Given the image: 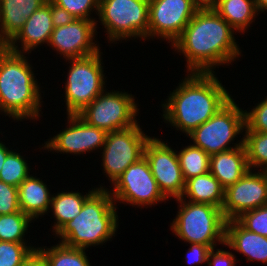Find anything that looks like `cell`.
<instances>
[{
    "label": "cell",
    "instance_id": "6da1fadb",
    "mask_svg": "<svg viewBox=\"0 0 267 266\" xmlns=\"http://www.w3.org/2000/svg\"><path fill=\"white\" fill-rule=\"evenodd\" d=\"M234 32L215 10H197L172 46L185 56L187 73H212L241 56Z\"/></svg>",
    "mask_w": 267,
    "mask_h": 266
},
{
    "label": "cell",
    "instance_id": "7a4b0ae2",
    "mask_svg": "<svg viewBox=\"0 0 267 266\" xmlns=\"http://www.w3.org/2000/svg\"><path fill=\"white\" fill-rule=\"evenodd\" d=\"M214 72H190L162 104L164 121L186 134L209 120L232 97Z\"/></svg>",
    "mask_w": 267,
    "mask_h": 266
},
{
    "label": "cell",
    "instance_id": "3957f363",
    "mask_svg": "<svg viewBox=\"0 0 267 266\" xmlns=\"http://www.w3.org/2000/svg\"><path fill=\"white\" fill-rule=\"evenodd\" d=\"M31 64L23 53L0 46V111L12 119H38L41 93Z\"/></svg>",
    "mask_w": 267,
    "mask_h": 266
},
{
    "label": "cell",
    "instance_id": "277c9868",
    "mask_svg": "<svg viewBox=\"0 0 267 266\" xmlns=\"http://www.w3.org/2000/svg\"><path fill=\"white\" fill-rule=\"evenodd\" d=\"M109 189L103 186L84 202L81 212L55 234L60 243L71 248L97 246L115 237L119 221Z\"/></svg>",
    "mask_w": 267,
    "mask_h": 266
},
{
    "label": "cell",
    "instance_id": "5b68a950",
    "mask_svg": "<svg viewBox=\"0 0 267 266\" xmlns=\"http://www.w3.org/2000/svg\"><path fill=\"white\" fill-rule=\"evenodd\" d=\"M176 201L180 207L171 224L170 230L174 235L188 244L200 243L212 248H215L217 242L225 244L227 220L221 208L181 198H177Z\"/></svg>",
    "mask_w": 267,
    "mask_h": 266
},
{
    "label": "cell",
    "instance_id": "8992f818",
    "mask_svg": "<svg viewBox=\"0 0 267 266\" xmlns=\"http://www.w3.org/2000/svg\"><path fill=\"white\" fill-rule=\"evenodd\" d=\"M245 110L235 103L233 97L209 120L188 134L193 145L212 155L244 145V138L229 146L235 137L245 130ZM243 130V131H242Z\"/></svg>",
    "mask_w": 267,
    "mask_h": 266
},
{
    "label": "cell",
    "instance_id": "52a82bcc",
    "mask_svg": "<svg viewBox=\"0 0 267 266\" xmlns=\"http://www.w3.org/2000/svg\"><path fill=\"white\" fill-rule=\"evenodd\" d=\"M97 15L111 43L148 39L149 0H100Z\"/></svg>",
    "mask_w": 267,
    "mask_h": 266
},
{
    "label": "cell",
    "instance_id": "ba28073f",
    "mask_svg": "<svg viewBox=\"0 0 267 266\" xmlns=\"http://www.w3.org/2000/svg\"><path fill=\"white\" fill-rule=\"evenodd\" d=\"M101 52L70 59L69 72L65 81L67 115H77L105 90V75Z\"/></svg>",
    "mask_w": 267,
    "mask_h": 266
},
{
    "label": "cell",
    "instance_id": "9c48e42d",
    "mask_svg": "<svg viewBox=\"0 0 267 266\" xmlns=\"http://www.w3.org/2000/svg\"><path fill=\"white\" fill-rule=\"evenodd\" d=\"M127 92L104 90L77 115L87 124L113 132L130 128L137 123L138 104Z\"/></svg>",
    "mask_w": 267,
    "mask_h": 266
},
{
    "label": "cell",
    "instance_id": "30bf717a",
    "mask_svg": "<svg viewBox=\"0 0 267 266\" xmlns=\"http://www.w3.org/2000/svg\"><path fill=\"white\" fill-rule=\"evenodd\" d=\"M150 138L138 122L130 128L107 132L101 166L110 183L113 184L131 164L144 157L145 145Z\"/></svg>",
    "mask_w": 267,
    "mask_h": 266
},
{
    "label": "cell",
    "instance_id": "8fae6325",
    "mask_svg": "<svg viewBox=\"0 0 267 266\" xmlns=\"http://www.w3.org/2000/svg\"><path fill=\"white\" fill-rule=\"evenodd\" d=\"M109 191L116 202L142 207L156 205L168 200L159 190L145 157L131 164L113 183Z\"/></svg>",
    "mask_w": 267,
    "mask_h": 266
},
{
    "label": "cell",
    "instance_id": "7c38bea8",
    "mask_svg": "<svg viewBox=\"0 0 267 266\" xmlns=\"http://www.w3.org/2000/svg\"><path fill=\"white\" fill-rule=\"evenodd\" d=\"M144 157L162 194L167 199L181 198L185 189V180L176 150H173L165 141L151 137L145 145Z\"/></svg>",
    "mask_w": 267,
    "mask_h": 266
},
{
    "label": "cell",
    "instance_id": "4fadbf2b",
    "mask_svg": "<svg viewBox=\"0 0 267 266\" xmlns=\"http://www.w3.org/2000/svg\"><path fill=\"white\" fill-rule=\"evenodd\" d=\"M196 11L191 0H149L148 39L164 38L172 44Z\"/></svg>",
    "mask_w": 267,
    "mask_h": 266
},
{
    "label": "cell",
    "instance_id": "5bb4252c",
    "mask_svg": "<svg viewBox=\"0 0 267 266\" xmlns=\"http://www.w3.org/2000/svg\"><path fill=\"white\" fill-rule=\"evenodd\" d=\"M267 205V171L249 169L224 192L222 213L226 220L238 218L243 212Z\"/></svg>",
    "mask_w": 267,
    "mask_h": 266
},
{
    "label": "cell",
    "instance_id": "9a60e30c",
    "mask_svg": "<svg viewBox=\"0 0 267 266\" xmlns=\"http://www.w3.org/2000/svg\"><path fill=\"white\" fill-rule=\"evenodd\" d=\"M97 22L75 19L68 25L54 28L48 46L59 52L66 61L93 55L100 50L96 41L93 42Z\"/></svg>",
    "mask_w": 267,
    "mask_h": 266
},
{
    "label": "cell",
    "instance_id": "2e32d148",
    "mask_svg": "<svg viewBox=\"0 0 267 266\" xmlns=\"http://www.w3.org/2000/svg\"><path fill=\"white\" fill-rule=\"evenodd\" d=\"M68 127L45 142L44 149L57 153L84 154L100 149L105 143L107 132L87 124L78 115H67ZM100 147V148H99Z\"/></svg>",
    "mask_w": 267,
    "mask_h": 266
},
{
    "label": "cell",
    "instance_id": "e0dca14e",
    "mask_svg": "<svg viewBox=\"0 0 267 266\" xmlns=\"http://www.w3.org/2000/svg\"><path fill=\"white\" fill-rule=\"evenodd\" d=\"M54 26L51 20L50 0L37 9L28 19L17 35L6 45V47L17 53L26 54L39 45L49 44ZM17 42H21L18 46ZM17 44V45H16ZM19 47V48H18ZM21 48V49H20Z\"/></svg>",
    "mask_w": 267,
    "mask_h": 266
},
{
    "label": "cell",
    "instance_id": "ac0fdd59",
    "mask_svg": "<svg viewBox=\"0 0 267 266\" xmlns=\"http://www.w3.org/2000/svg\"><path fill=\"white\" fill-rule=\"evenodd\" d=\"M224 245L246 256L247 261L267 263V237L248 231L236 219L226 221Z\"/></svg>",
    "mask_w": 267,
    "mask_h": 266
},
{
    "label": "cell",
    "instance_id": "d6986e66",
    "mask_svg": "<svg viewBox=\"0 0 267 266\" xmlns=\"http://www.w3.org/2000/svg\"><path fill=\"white\" fill-rule=\"evenodd\" d=\"M47 0H0V46H6Z\"/></svg>",
    "mask_w": 267,
    "mask_h": 266
},
{
    "label": "cell",
    "instance_id": "ffe728a7",
    "mask_svg": "<svg viewBox=\"0 0 267 266\" xmlns=\"http://www.w3.org/2000/svg\"><path fill=\"white\" fill-rule=\"evenodd\" d=\"M248 170L247 153L244 145L210 155L209 172L224 189L235 184Z\"/></svg>",
    "mask_w": 267,
    "mask_h": 266
},
{
    "label": "cell",
    "instance_id": "44dd1931",
    "mask_svg": "<svg viewBox=\"0 0 267 266\" xmlns=\"http://www.w3.org/2000/svg\"><path fill=\"white\" fill-rule=\"evenodd\" d=\"M17 189L20 210L32 220L49 212L52 195L40 178L29 175Z\"/></svg>",
    "mask_w": 267,
    "mask_h": 266
},
{
    "label": "cell",
    "instance_id": "7402d4cb",
    "mask_svg": "<svg viewBox=\"0 0 267 266\" xmlns=\"http://www.w3.org/2000/svg\"><path fill=\"white\" fill-rule=\"evenodd\" d=\"M225 189L210 173L195 176L185 181L181 199L195 203H206L222 208ZM185 197V198H184Z\"/></svg>",
    "mask_w": 267,
    "mask_h": 266
},
{
    "label": "cell",
    "instance_id": "603a6c76",
    "mask_svg": "<svg viewBox=\"0 0 267 266\" xmlns=\"http://www.w3.org/2000/svg\"><path fill=\"white\" fill-rule=\"evenodd\" d=\"M93 188L87 194L82 195L80 192H58L57 195H52L50 209L55 217L53 232L55 234L68 221L74 219L80 212L84 202L97 190Z\"/></svg>",
    "mask_w": 267,
    "mask_h": 266
},
{
    "label": "cell",
    "instance_id": "cb8c5ba5",
    "mask_svg": "<svg viewBox=\"0 0 267 266\" xmlns=\"http://www.w3.org/2000/svg\"><path fill=\"white\" fill-rule=\"evenodd\" d=\"M215 11L239 33L245 32L259 14L254 0H219Z\"/></svg>",
    "mask_w": 267,
    "mask_h": 266
},
{
    "label": "cell",
    "instance_id": "d4e9b609",
    "mask_svg": "<svg viewBox=\"0 0 267 266\" xmlns=\"http://www.w3.org/2000/svg\"><path fill=\"white\" fill-rule=\"evenodd\" d=\"M49 266H91L85 249L71 248L60 243L51 248L37 247Z\"/></svg>",
    "mask_w": 267,
    "mask_h": 266
},
{
    "label": "cell",
    "instance_id": "484cf974",
    "mask_svg": "<svg viewBox=\"0 0 267 266\" xmlns=\"http://www.w3.org/2000/svg\"><path fill=\"white\" fill-rule=\"evenodd\" d=\"M176 153L185 181L209 172L210 155L201 148L192 144Z\"/></svg>",
    "mask_w": 267,
    "mask_h": 266
},
{
    "label": "cell",
    "instance_id": "4316f807",
    "mask_svg": "<svg viewBox=\"0 0 267 266\" xmlns=\"http://www.w3.org/2000/svg\"><path fill=\"white\" fill-rule=\"evenodd\" d=\"M244 133L249 169L260 168V171H267V133L250 131L246 126Z\"/></svg>",
    "mask_w": 267,
    "mask_h": 266
},
{
    "label": "cell",
    "instance_id": "83f0119b",
    "mask_svg": "<svg viewBox=\"0 0 267 266\" xmlns=\"http://www.w3.org/2000/svg\"><path fill=\"white\" fill-rule=\"evenodd\" d=\"M31 221L22 211L0 215V241L27 243L24 237Z\"/></svg>",
    "mask_w": 267,
    "mask_h": 266
},
{
    "label": "cell",
    "instance_id": "f1b7e54d",
    "mask_svg": "<svg viewBox=\"0 0 267 266\" xmlns=\"http://www.w3.org/2000/svg\"><path fill=\"white\" fill-rule=\"evenodd\" d=\"M30 168L20 153L11 151L0 171V181L18 187L29 175Z\"/></svg>",
    "mask_w": 267,
    "mask_h": 266
},
{
    "label": "cell",
    "instance_id": "f546056e",
    "mask_svg": "<svg viewBox=\"0 0 267 266\" xmlns=\"http://www.w3.org/2000/svg\"><path fill=\"white\" fill-rule=\"evenodd\" d=\"M27 243L0 241V266H22L37 247Z\"/></svg>",
    "mask_w": 267,
    "mask_h": 266
},
{
    "label": "cell",
    "instance_id": "4dcf8cb0",
    "mask_svg": "<svg viewBox=\"0 0 267 266\" xmlns=\"http://www.w3.org/2000/svg\"><path fill=\"white\" fill-rule=\"evenodd\" d=\"M236 220L248 231L267 237V205L245 211Z\"/></svg>",
    "mask_w": 267,
    "mask_h": 266
},
{
    "label": "cell",
    "instance_id": "1f68e13d",
    "mask_svg": "<svg viewBox=\"0 0 267 266\" xmlns=\"http://www.w3.org/2000/svg\"><path fill=\"white\" fill-rule=\"evenodd\" d=\"M52 3L60 8L66 9L76 19H88L90 18L91 12L96 10L98 14L99 1L100 0H50ZM93 9V10H92Z\"/></svg>",
    "mask_w": 267,
    "mask_h": 266
},
{
    "label": "cell",
    "instance_id": "d6a6232c",
    "mask_svg": "<svg viewBox=\"0 0 267 266\" xmlns=\"http://www.w3.org/2000/svg\"><path fill=\"white\" fill-rule=\"evenodd\" d=\"M245 125L250 131L267 133V96L250 112L245 110Z\"/></svg>",
    "mask_w": 267,
    "mask_h": 266
},
{
    "label": "cell",
    "instance_id": "836d02e7",
    "mask_svg": "<svg viewBox=\"0 0 267 266\" xmlns=\"http://www.w3.org/2000/svg\"><path fill=\"white\" fill-rule=\"evenodd\" d=\"M21 211L19 207L18 189L0 181V215Z\"/></svg>",
    "mask_w": 267,
    "mask_h": 266
},
{
    "label": "cell",
    "instance_id": "e575fe53",
    "mask_svg": "<svg viewBox=\"0 0 267 266\" xmlns=\"http://www.w3.org/2000/svg\"><path fill=\"white\" fill-rule=\"evenodd\" d=\"M212 248L208 254V266H235V255L232 252ZM215 251V252H214Z\"/></svg>",
    "mask_w": 267,
    "mask_h": 266
},
{
    "label": "cell",
    "instance_id": "d590c367",
    "mask_svg": "<svg viewBox=\"0 0 267 266\" xmlns=\"http://www.w3.org/2000/svg\"><path fill=\"white\" fill-rule=\"evenodd\" d=\"M212 247L200 244V243H190V248L186 252V262L189 264H201L207 263L208 254Z\"/></svg>",
    "mask_w": 267,
    "mask_h": 266
},
{
    "label": "cell",
    "instance_id": "8d00e7d4",
    "mask_svg": "<svg viewBox=\"0 0 267 266\" xmlns=\"http://www.w3.org/2000/svg\"><path fill=\"white\" fill-rule=\"evenodd\" d=\"M51 20L54 28L68 25L76 18L73 17L66 9L60 8L50 1Z\"/></svg>",
    "mask_w": 267,
    "mask_h": 266
},
{
    "label": "cell",
    "instance_id": "74e56055",
    "mask_svg": "<svg viewBox=\"0 0 267 266\" xmlns=\"http://www.w3.org/2000/svg\"><path fill=\"white\" fill-rule=\"evenodd\" d=\"M22 266H49L46 259L38 252H33Z\"/></svg>",
    "mask_w": 267,
    "mask_h": 266
},
{
    "label": "cell",
    "instance_id": "f35d334b",
    "mask_svg": "<svg viewBox=\"0 0 267 266\" xmlns=\"http://www.w3.org/2000/svg\"><path fill=\"white\" fill-rule=\"evenodd\" d=\"M192 5L197 10H215L218 0H191Z\"/></svg>",
    "mask_w": 267,
    "mask_h": 266
},
{
    "label": "cell",
    "instance_id": "ab89813d",
    "mask_svg": "<svg viewBox=\"0 0 267 266\" xmlns=\"http://www.w3.org/2000/svg\"><path fill=\"white\" fill-rule=\"evenodd\" d=\"M12 150H10L8 147L5 146V144H3L2 141H0V171L2 169V166L6 160L7 155L11 152Z\"/></svg>",
    "mask_w": 267,
    "mask_h": 266
},
{
    "label": "cell",
    "instance_id": "60d3db41",
    "mask_svg": "<svg viewBox=\"0 0 267 266\" xmlns=\"http://www.w3.org/2000/svg\"><path fill=\"white\" fill-rule=\"evenodd\" d=\"M257 12H264L267 10V0H254Z\"/></svg>",
    "mask_w": 267,
    "mask_h": 266
}]
</instances>
